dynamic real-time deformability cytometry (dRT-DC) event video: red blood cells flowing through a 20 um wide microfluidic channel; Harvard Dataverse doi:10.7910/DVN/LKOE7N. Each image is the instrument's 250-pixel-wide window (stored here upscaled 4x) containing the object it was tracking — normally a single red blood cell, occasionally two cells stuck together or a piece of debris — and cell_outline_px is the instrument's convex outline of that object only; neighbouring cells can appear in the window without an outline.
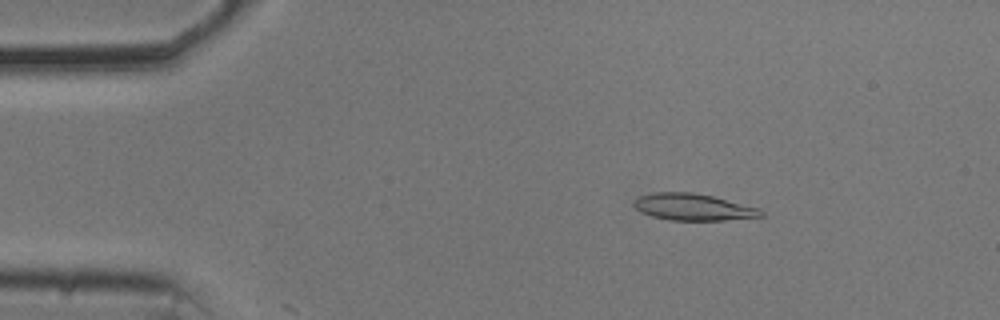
{"species": "common noctule bat (a hibernating species)", "species_latin": "Nyctalus noctula", "temperature_condition": "cold", "stored_images_in_passage": 10, "camera_frame_rate_fps": 3000, "um_per_image_px": 0.085, "animal": {"sex": "male", "body_mass_g": 20.5, "forearm_length_mm": 52.5}, "frame": {"image": 1, "passage_image": 9, "time_ms": 2.667, "image_size_px": [1000, 320], "cell_outline_px": [[764, 216], [724, 220], [668, 220], [652, 216], [640, 212], [632, 204], [632, 200], [640, 196], [656, 192], [692, 192], [712, 196], [760, 208], [764, 212]], "centroid_in_image_um": [58.9, 17.6], "position_along_channel_um": 26.1, "area_um2": 19.83}}